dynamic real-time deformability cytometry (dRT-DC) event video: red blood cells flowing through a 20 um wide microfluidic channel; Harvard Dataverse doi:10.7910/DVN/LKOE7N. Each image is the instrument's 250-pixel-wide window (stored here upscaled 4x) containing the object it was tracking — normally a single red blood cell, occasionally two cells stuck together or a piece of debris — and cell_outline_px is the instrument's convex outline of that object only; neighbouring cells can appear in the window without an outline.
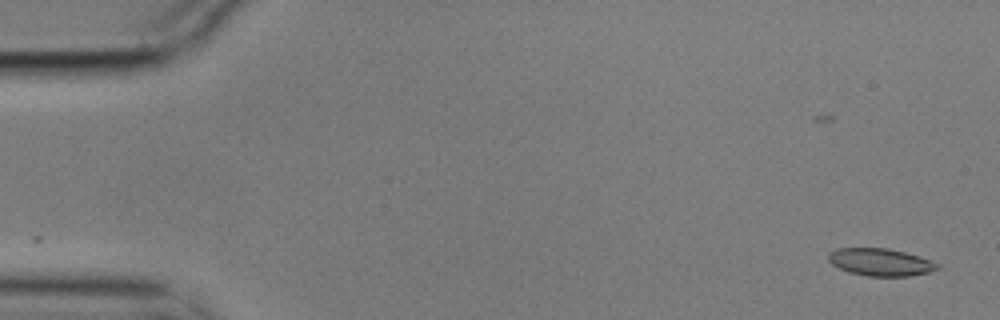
{"species": "common noctule bat (a hibernating species)", "species_latin": "Nyctalus noctula", "temperature_condition": "cold", "stored_images_in_passage": 6, "camera_frame_rate_fps": 3000, "um_per_image_px": 0.085, "animal": {"sex": "male", "body_mass_g": 17.9}, "frame": {"image": 1, "passage_image": 2, "time_ms": 0.333, "image_size_px": [1000, 320], "cell_outline_px": [[940, 268], [928, 272], [908, 276], [868, 276], [848, 272], [832, 264], [828, 260], [828, 252], [836, 248], [888, 248], [904, 252], [940, 264]], "centroid_in_image_um": [74.79, 22.28], "position_along_channel_um": 10.2, "area_um2": 17.28}}
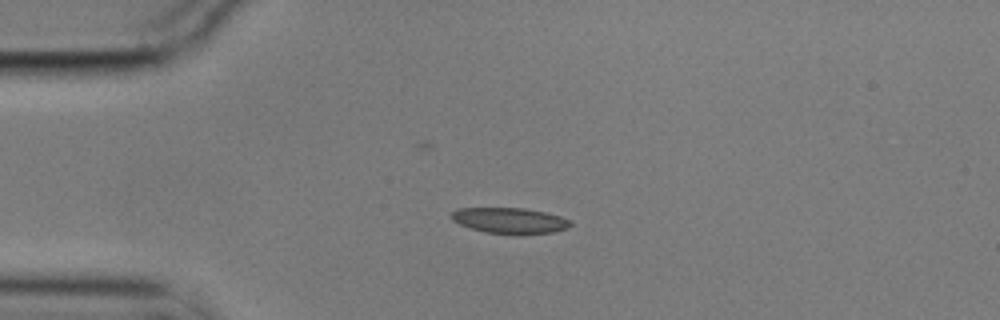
{"frame": {"image": 2, "passage_image": 5, "time_ms": 1.333, "image_size_px": [1000, 320], "cell_outline_px": [[572, 224], [568, 228], [552, 232], [520, 236], [516, 236], [484, 232], [460, 224], [452, 220], [452, 212], [456, 208], [524, 208], [544, 212], [560, 216], [572, 220]], "centroid_in_image_um": [43.37, 18.77], "position_along_channel_um": 41.6, "area_um2": 18.26}}